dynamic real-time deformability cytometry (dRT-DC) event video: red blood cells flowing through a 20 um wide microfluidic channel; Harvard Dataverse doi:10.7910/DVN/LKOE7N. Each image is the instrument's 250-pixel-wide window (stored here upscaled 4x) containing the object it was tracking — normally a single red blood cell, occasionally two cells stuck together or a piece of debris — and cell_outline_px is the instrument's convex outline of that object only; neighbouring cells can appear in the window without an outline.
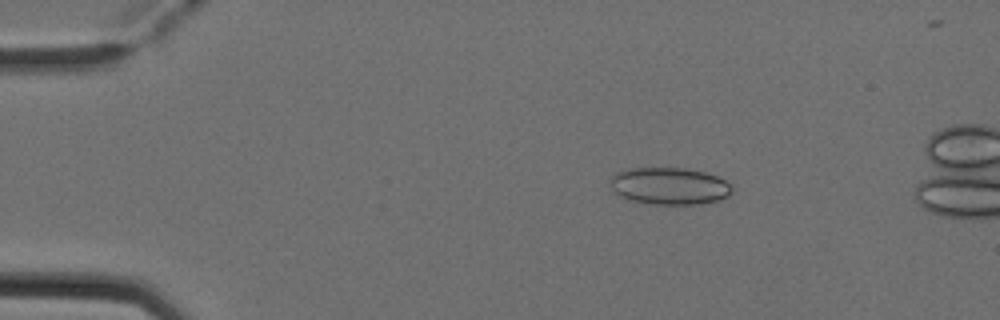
{"species": "Egyptian fruit bat (a non-hibernating species)", "species_latin": "Rousettus aegyptiacus", "temperature_condition": "cold", "stored_images_in_passage": 50, "camera_frame_rate_fps": 3000, "um_per_image_px": 0.085, "animal": {"sex": "female"}, "frame": {"image": 1, "passage_image": 9, "time_ms": 2.667, "image_size_px": [1000, 320], "cell_outline_px": [[732, 192], [728, 196], [720, 200], [704, 204], [652, 204], [628, 200], [612, 192], [612, 176], [616, 172], [628, 168], [684, 168], [704, 172], [716, 176], [732, 184]], "centroid_in_image_um": [56.91, 15.82], "position_along_channel_um": 28.1, "area_um2": 26.53}}
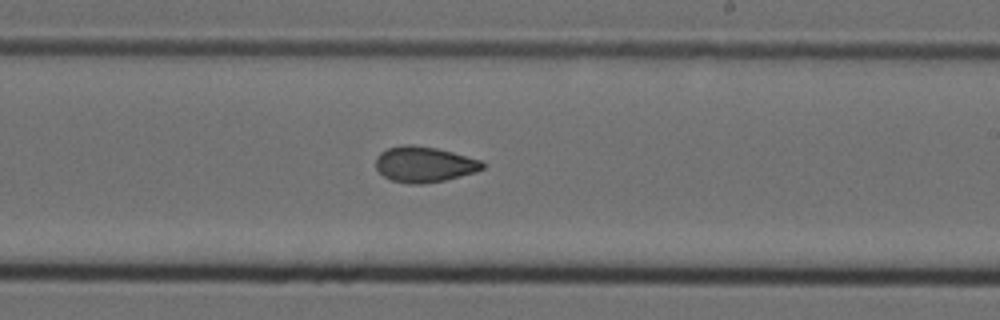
{"frame": {"image": 2, "passage_image": 31, "time_ms": 10.0, "image_size_px": [1000, 320], "cell_outline_px": [[484, 168], [476, 172], [444, 180], [420, 184], [408, 184], [392, 180], [384, 176], [376, 168], [376, 156], [380, 152], [388, 148], [404, 144], [412, 144], [436, 148], [452, 152], [480, 160], [484, 164]], "centroid_in_image_um": [36.03, 13.96], "position_along_channel_um": 253.0, "area_um2": 22.08}}
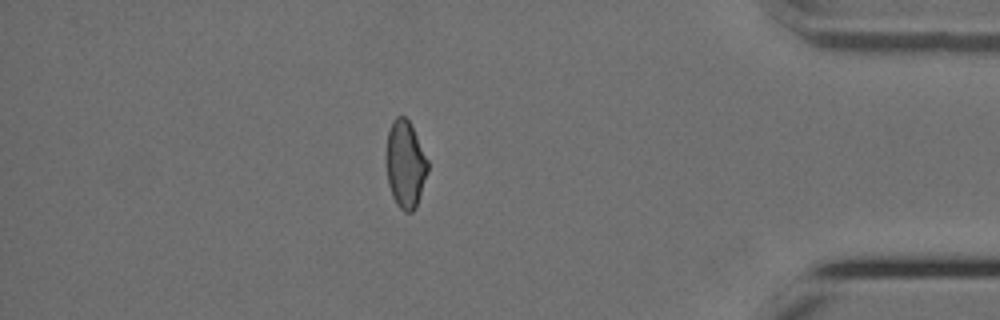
{"frame": {"image": 3, "passage_image": 45, "time_ms": 14.667, "image_size_px": [1000, 320], "cell_outline_px": [[428, 172], [416, 208], [412, 212], [404, 212], [396, 204], [392, 196], [388, 184], [388, 132], [392, 120], [396, 116], [404, 116], [408, 120], [428, 160]], "centroid_in_image_um": [34.48, 14.01], "position_along_channel_um": 400.7, "area_um2": 20.69}}